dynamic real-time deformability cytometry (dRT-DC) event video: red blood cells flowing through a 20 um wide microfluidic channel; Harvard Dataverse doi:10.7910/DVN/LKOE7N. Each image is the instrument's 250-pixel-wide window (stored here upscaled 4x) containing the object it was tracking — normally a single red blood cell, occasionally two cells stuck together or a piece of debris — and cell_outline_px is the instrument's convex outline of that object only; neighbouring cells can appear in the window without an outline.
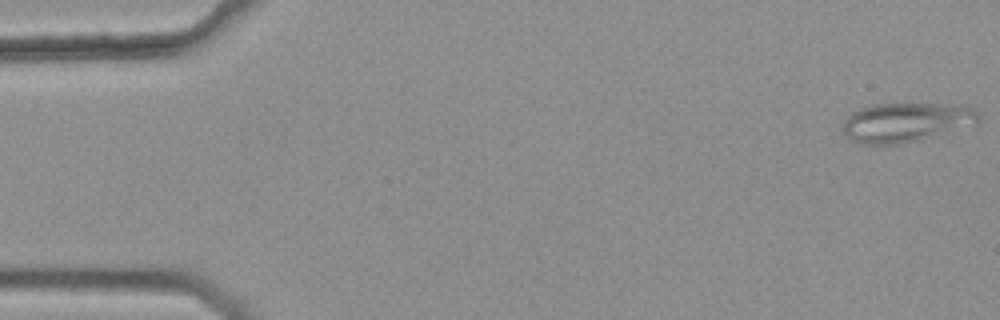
{"species": "common noctule bat (a hibernating species)", "species_latin": "Nyctalus noctula", "temperature_condition": "warm", "stored_images_in_passage": 46, "camera_frame_rate_fps": 3000, "um_per_image_px": 0.085, "animal": {"sex": "female", "body_mass_g": 25.1}, "frame": {"image": 1, "passage_image": 1, "time_ms": 0.0, "image_size_px": [1000, 320], "cell_outline_px": [[980, 120], [976, 124], [916, 140], [900, 144], [860, 144], [852, 140], [844, 132], [844, 120], [852, 112], [860, 108], [872, 104], [904, 100], [964, 104], [972, 108], [980, 116]], "centroid_in_image_um": [77.05, 10.31], "position_along_channel_um": 8.0, "area_um2": 32.19}}
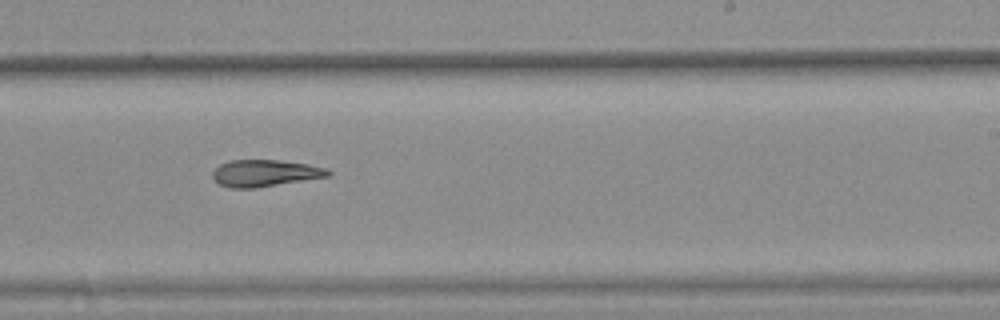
{"frame": {"image": 2, "passage_image": 32, "time_ms": 10.333, "image_size_px": [1000, 320], "cell_outline_px": [[332, 172], [328, 176], [256, 188], [232, 188], [220, 184], [212, 176], [212, 172], [220, 164], [232, 160], [280, 160], [308, 164], [328, 168]], "centroid_in_image_um": [22.54, 14.71], "position_along_channel_um": 266.5, "area_um2": 17.92}}
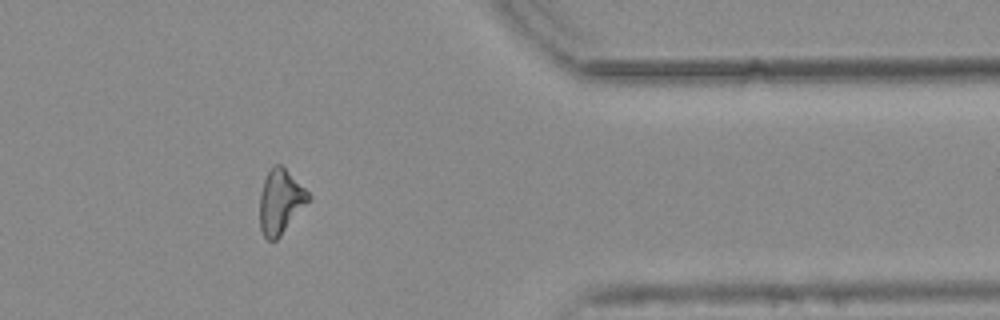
{"frame": {"image": 3, "passage_image": 43, "time_ms": 14.0, "image_size_px": [1000, 320], "cell_outline_px": [[312, 196], [280, 236], [276, 240], [268, 240], [264, 236], [260, 228], [260, 192], [264, 180], [272, 164], [280, 164]], "centroid_in_image_um": [23.81, 17.13], "position_along_channel_um": 387.6, "area_um2": 17.86}}